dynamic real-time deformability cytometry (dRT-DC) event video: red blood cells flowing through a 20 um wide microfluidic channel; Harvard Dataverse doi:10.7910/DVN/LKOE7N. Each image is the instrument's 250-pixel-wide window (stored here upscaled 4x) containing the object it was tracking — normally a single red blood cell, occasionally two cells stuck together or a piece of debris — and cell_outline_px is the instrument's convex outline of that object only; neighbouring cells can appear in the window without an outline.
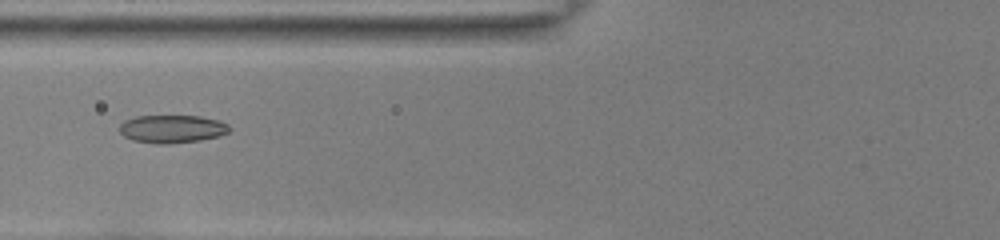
{"species": "common noctule bat (a hibernating species)", "species_latin": "Nyctalus noctula", "temperature_condition": "room temperature", "stored_images_in_passage": 32, "camera_frame_rate_fps": 3000, "um_per_image_px": 0.085, "animal": {"sex": "female", "body_mass_g": 22.0, "forearm_length_mm": 56.7}, "frame": {"image": 1, "passage_image": 8, "time_ms": 2.333, "image_size_px": [1000, 240], "cell_outline_px": [[232, 128], [228, 132], [216, 136], [200, 140], [168, 144], [160, 144], [132, 140], [124, 136], [120, 132], [120, 124], [124, 120], [136, 116], [200, 116], [220, 120], [228, 124]], "centroid_in_image_um": [14.63, 10.95], "position_along_channel_um": 111.2, "area_um2": 17.92}}
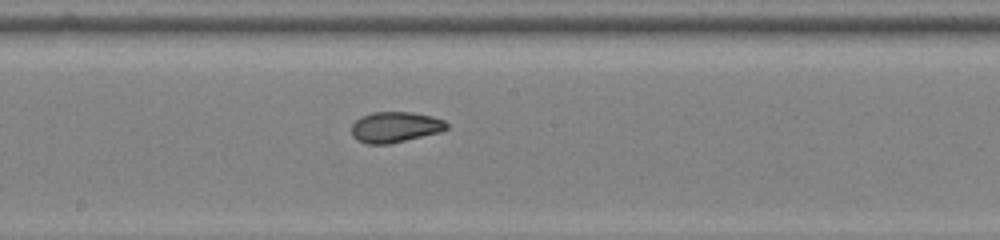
{"frame": {"image": 2, "passage_image": 16, "time_ms": 5.0, "image_size_px": [1000, 240], "cell_outline_px": [[448, 128], [440, 132], [388, 144], [368, 144], [356, 140], [352, 136], [352, 124], [360, 116], [372, 112], [412, 112], [432, 116], [444, 120], [448, 124]], "centroid_in_image_um": [33.57, 10.8], "position_along_channel_um": 214.6, "area_um2": 17.05}}
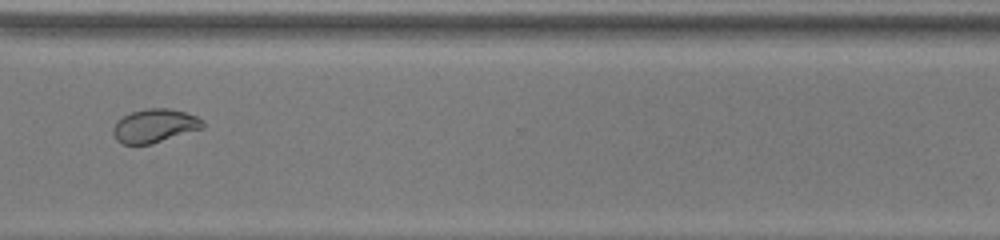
{"frame": {"image": 3, "passage_image": 27, "time_ms": 8.667, "image_size_px": [1000, 240], "cell_outline_px": [[204, 128], [152, 144], [124, 144], [116, 140], [112, 132], [112, 128], [116, 120], [132, 112], [148, 108], [168, 108], [184, 112], [196, 116], [204, 120]], "centroid_in_image_um": [13.14, 10.7], "position_along_channel_um": 357.5, "area_um2": 17.63}, "authors_computed_cell_mechanics": {"area_um2": 17.4267, "velocity_mm_per_s": 3.884, "shape_relaxation_time_tau1_ms": 4.5896, "shape_relaxation_time_tau2_ms": 1.5773, "deformation_change_tau1": 0.148, "deformation_change_tau2": 0.0478}}